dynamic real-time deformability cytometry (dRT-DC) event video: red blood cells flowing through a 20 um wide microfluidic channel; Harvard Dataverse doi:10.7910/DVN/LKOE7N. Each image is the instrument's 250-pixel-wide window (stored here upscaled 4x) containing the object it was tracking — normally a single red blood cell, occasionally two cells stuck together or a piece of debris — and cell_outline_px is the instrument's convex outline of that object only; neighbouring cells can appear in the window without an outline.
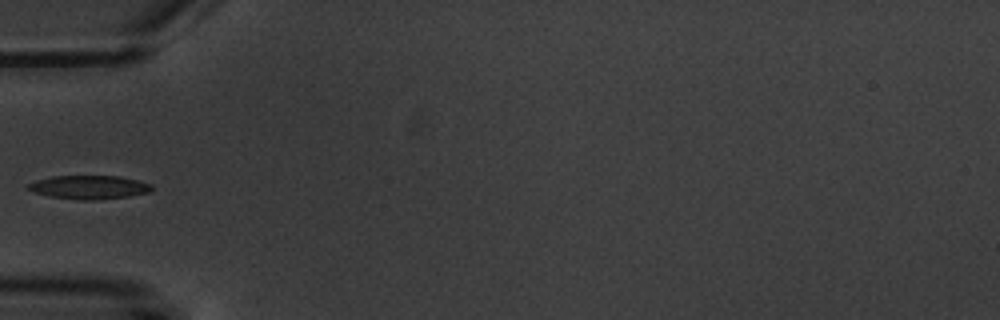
{"species": "common noctule bat (a hibernating species)", "species_latin": "Nyctalus noctula", "temperature_condition": "warm", "stored_images_in_passage": 5, "camera_frame_rate_fps": 3000, "um_per_image_px": 0.085, "animal": {"sex": "male", "body_mass_g": 20.1, "forearm_length_mm": 53.5}, "frame": {"image": 1, "passage_image": 5, "time_ms": 4.667, "image_size_px": [1000, 320], "cell_outline_px": [[152, 192], [128, 196], [96, 200], [76, 200], [52, 196], [32, 192], [28, 188], [28, 184], [36, 180], [52, 176], [120, 176], [152, 184]], "centroid_in_image_um": [7.59, 15.91], "position_along_channel_um": 77.4, "area_um2": 16.99}}